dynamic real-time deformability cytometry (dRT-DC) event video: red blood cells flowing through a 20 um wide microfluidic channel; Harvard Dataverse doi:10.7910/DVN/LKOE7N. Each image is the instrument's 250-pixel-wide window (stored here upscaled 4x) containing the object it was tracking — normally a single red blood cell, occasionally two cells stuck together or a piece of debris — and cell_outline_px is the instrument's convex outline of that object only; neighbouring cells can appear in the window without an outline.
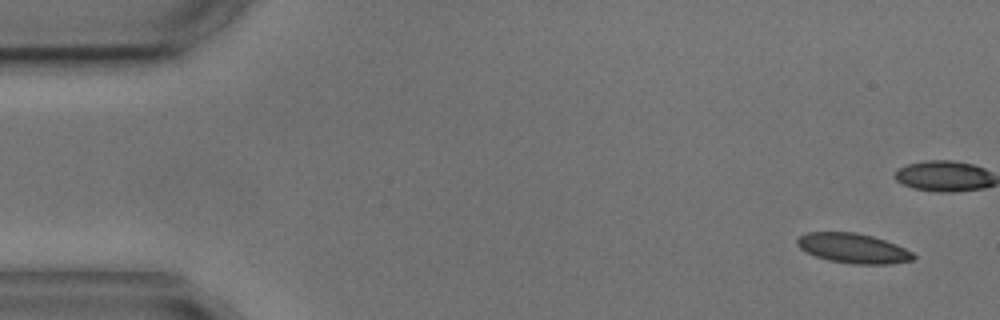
{"species": "common noctule bat (a hibernating species)", "species_latin": "Nyctalus noctula", "temperature_condition": "cold", "stored_images_in_passage": 5, "camera_frame_rate_fps": 3000, "um_per_image_px": 0.085, "animal": {"sex": "male", "body_mass_g": 17.9, "forearm_length_mm": 54.2}, "frame": {"image": 1, "passage_image": 1, "time_ms": 0.0, "image_size_px": [1000, 320], "cell_outline_px": [[916, 256], [912, 260], [888, 264], [852, 264], [828, 260], [816, 256], [800, 248], [796, 244], [796, 240], [800, 236], [808, 232], [856, 232], [872, 236], [896, 244], [912, 252]], "centroid_in_image_um": [72.51, 21.1], "position_along_channel_um": 12.5, "area_um2": 20.06}}
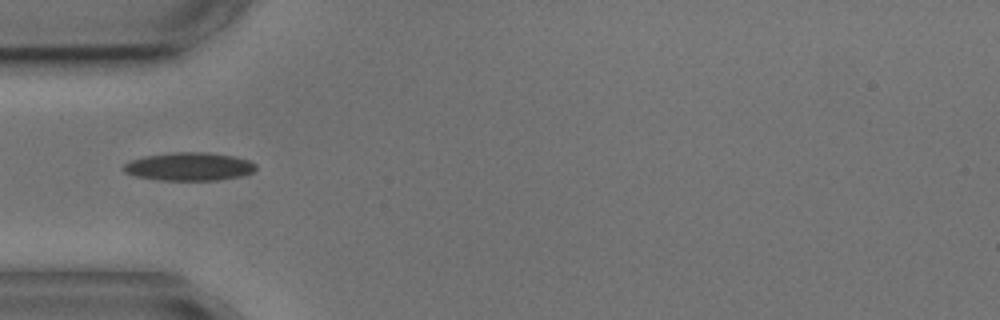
{"frame": {"image": 2, "passage_image": 5, "time_ms": 5.667, "image_size_px": [1000, 320], "cell_outline_px": [[256, 168], [252, 172], [244, 176], [216, 180], [164, 180], [136, 176], [124, 172], [124, 164], [132, 160], [144, 156], [176, 152], [208, 152], [236, 156], [248, 160], [256, 164]], "centroid_in_image_um": [16.13, 14.15], "position_along_channel_um": 68.9, "area_um2": 21.68}}